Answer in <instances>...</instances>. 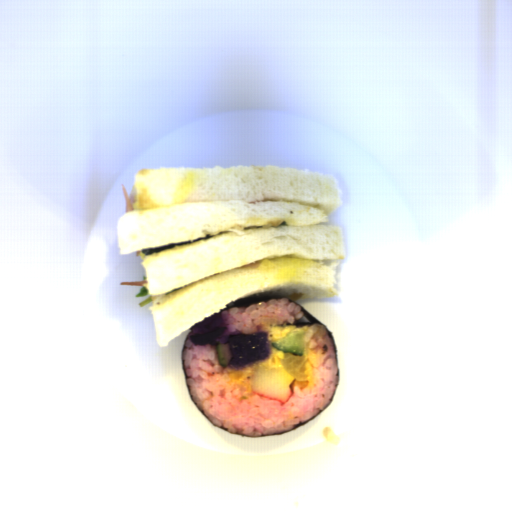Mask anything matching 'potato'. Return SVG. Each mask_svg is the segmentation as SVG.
Segmentation results:
<instances>
[{
	"label": "potato",
	"mask_w": 512,
	"mask_h": 512,
	"mask_svg": "<svg viewBox=\"0 0 512 512\" xmlns=\"http://www.w3.org/2000/svg\"><path fill=\"white\" fill-rule=\"evenodd\" d=\"M189 338L193 346L227 343L232 369L260 363L271 355L269 332L263 330L262 324H257L254 332L250 333L230 329L225 323L223 312H214L191 325Z\"/></svg>",
	"instance_id": "obj_1"
},
{
	"label": "potato",
	"mask_w": 512,
	"mask_h": 512,
	"mask_svg": "<svg viewBox=\"0 0 512 512\" xmlns=\"http://www.w3.org/2000/svg\"><path fill=\"white\" fill-rule=\"evenodd\" d=\"M283 358L280 361L286 373L291 375L299 388H307L309 385L308 374L306 368V357L304 355H294L292 353L283 352Z\"/></svg>",
	"instance_id": "obj_2"
}]
</instances>
